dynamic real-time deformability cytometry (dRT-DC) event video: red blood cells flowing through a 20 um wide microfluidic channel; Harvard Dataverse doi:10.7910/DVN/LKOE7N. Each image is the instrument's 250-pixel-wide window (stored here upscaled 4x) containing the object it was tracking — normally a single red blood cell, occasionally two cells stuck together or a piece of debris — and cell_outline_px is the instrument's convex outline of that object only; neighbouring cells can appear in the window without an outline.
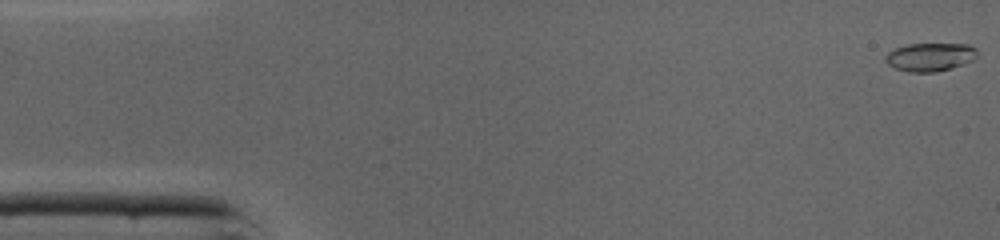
{"species": "common noctule bat (a hibernating species)", "species_latin": "Nyctalus noctula", "temperature_condition": "cold", "stored_images_in_passage": 46, "camera_frame_rate_fps": 3000, "um_per_image_px": 0.085, "animal": {"sex": "male", "body_mass_g": 19.0, "forearm_length_mm": 50.8}, "frame": {"image": 1, "passage_image": 1, "time_ms": 0.0, "image_size_px": [1000, 240], "cell_outline_px": [[976, 56], [972, 60], [952, 68], [936, 72], [908, 72], [896, 68], [888, 64], [884, 60], [884, 56], [888, 52], [896, 48], [908, 44], [968, 44], [976, 48]], "centroid_in_image_um": [79.03, 4.84], "position_along_channel_um": 6.0, "area_um2": 15.09}}
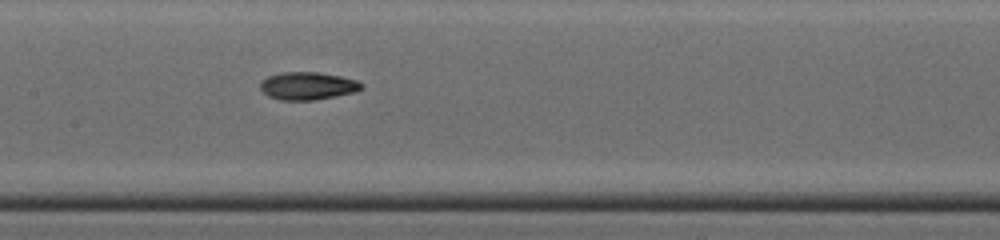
{"frame": {"image": 2, "passage_image": 22, "time_ms": 7.0, "image_size_px": [1000, 240], "cell_outline_px": [[364, 88], [356, 92], [336, 96], [312, 100], [280, 100], [268, 96], [260, 88], [260, 84], [268, 76], [280, 72], [316, 72], [340, 76], [356, 80], [364, 84]], "centroid_in_image_um": [26.18, 7.3], "position_along_channel_um": 181.2, "area_um2": 16.36}}
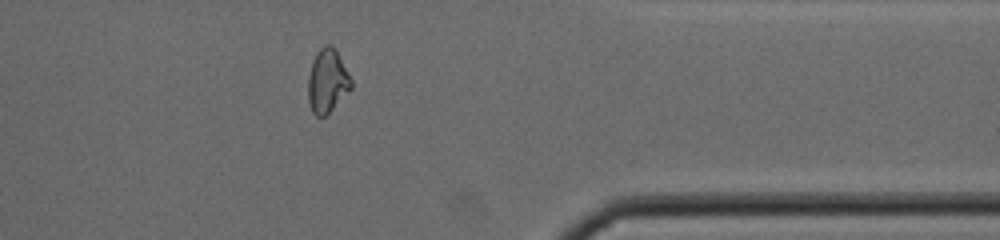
{"frame": {"image": 3, "passage_image": 37, "time_ms": 12.0, "image_size_px": [1000, 240], "cell_outline_px": [[352, 88], [324, 116], [316, 116], [312, 112], [308, 100], [308, 76], [312, 60], [316, 52], [324, 44], [332, 44], [348, 72], [352, 80]], "centroid_in_image_um": [27.8, 6.85], "position_along_channel_um": 383.6, "area_um2": 15.9}, "authors_computed_cell_mechanics": {"area_um2": 15.9528, "velocity_mm_per_s": 4.3828, "shape_relaxation_time_tau1_ms": 4.9838, "shape_relaxation_time_tau2_ms": 1.0275, "deformation_change_tau1": 0.1761, "deformation_change_tau2": 0.0612}}